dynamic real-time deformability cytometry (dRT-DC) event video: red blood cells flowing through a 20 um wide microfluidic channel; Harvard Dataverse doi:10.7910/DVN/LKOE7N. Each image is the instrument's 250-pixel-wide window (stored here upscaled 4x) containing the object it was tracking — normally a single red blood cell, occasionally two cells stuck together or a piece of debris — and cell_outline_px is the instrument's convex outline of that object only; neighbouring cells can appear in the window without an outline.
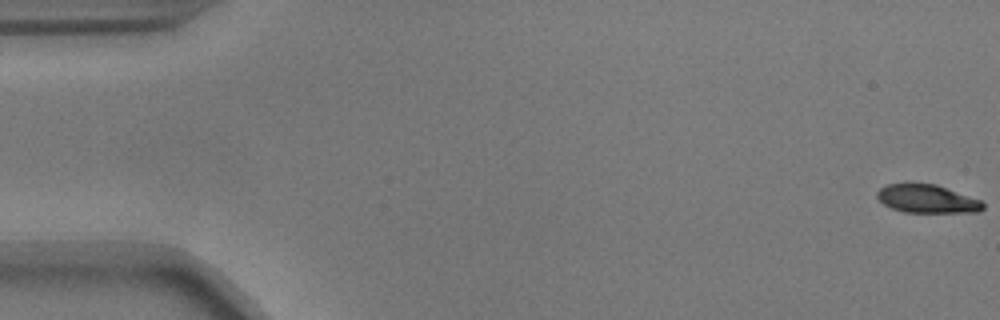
{"species": "common noctule bat (a hibernating species)", "species_latin": "Nyctalus noctula", "temperature_condition": "warm", "stored_images_in_passage": 18, "camera_frame_rate_fps": 3000, "um_per_image_px": 0.085, "animal": {"sex": "male", "body_mass_g": 17.9}, "frame": {"image": 1, "passage_image": 1, "time_ms": 0.0, "image_size_px": [1000, 320], "cell_outline_px": [[984, 208], [980, 212], [904, 212], [892, 208], [884, 204], [876, 196], [876, 192], [880, 188], [888, 184], [908, 180], [936, 184], [980, 200], [984, 204]], "centroid_in_image_um": [78.75, 16.85], "position_along_channel_um": 6.3, "area_um2": 17.92}}